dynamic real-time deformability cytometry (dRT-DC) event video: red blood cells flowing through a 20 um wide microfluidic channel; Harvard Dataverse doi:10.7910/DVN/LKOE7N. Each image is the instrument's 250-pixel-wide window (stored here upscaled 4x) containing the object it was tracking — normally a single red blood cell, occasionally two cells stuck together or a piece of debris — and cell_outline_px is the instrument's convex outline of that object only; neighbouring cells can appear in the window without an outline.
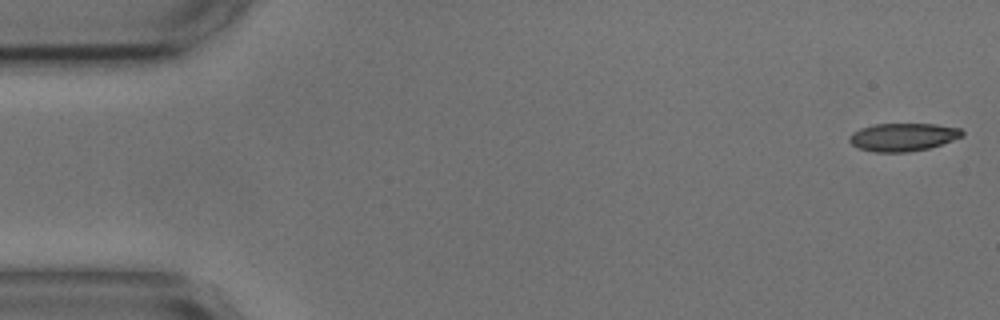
{"species": "common noctule bat (a hibernating species)", "species_latin": "Nyctalus noctula", "temperature_condition": "cold", "stored_images_in_passage": 5, "camera_frame_rate_fps": 3000, "um_per_image_px": 0.085, "animal": {"sex": "male", "body_mass_g": 17.9, "forearm_length_mm": 54.2}, "frame": {"image": 1, "passage_image": 1, "time_ms": 0.0, "image_size_px": [1000, 320], "cell_outline_px": [[964, 136], [928, 148], [908, 152], [876, 152], [860, 148], [852, 144], [848, 140], [848, 136], [852, 132], [860, 128], [876, 124], [936, 124], [960, 128], [964, 132]], "centroid_in_image_um": [76.74, 11.64], "position_along_channel_um": 8.3, "area_um2": 18.32}}